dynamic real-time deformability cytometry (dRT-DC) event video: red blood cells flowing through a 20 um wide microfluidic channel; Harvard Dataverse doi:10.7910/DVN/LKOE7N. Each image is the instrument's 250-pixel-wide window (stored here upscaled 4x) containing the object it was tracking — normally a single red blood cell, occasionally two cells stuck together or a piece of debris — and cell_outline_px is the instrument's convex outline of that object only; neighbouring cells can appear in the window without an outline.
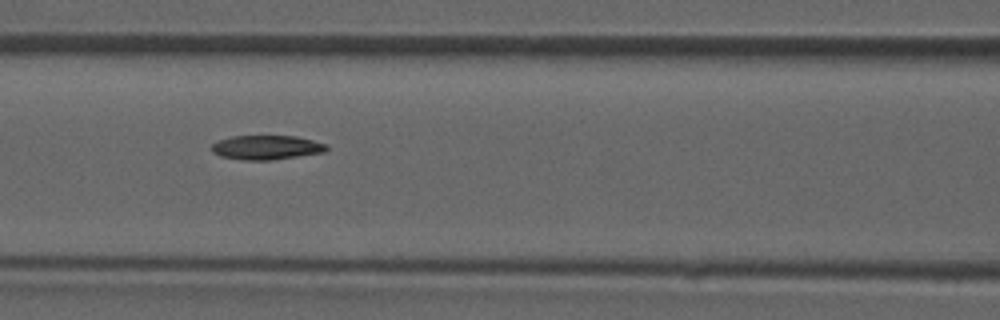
{"species": "common noctule bat (a hibernating species)", "species_latin": "Nyctalus noctula", "temperature_condition": "room temperature", "stored_images_in_passage": 48, "camera_frame_rate_fps": 3000, "um_per_image_px": 0.085, "animal": {"sex": "male", "forearm_length_mm": 52.5}, "frame": {"image": 1, "passage_image": 21, "time_ms": 6.667, "image_size_px": [1000, 320], "cell_outline_px": [[328, 148], [324, 152], [272, 160], [244, 160], [220, 156], [212, 152], [212, 144], [216, 140], [232, 136], [296, 136], [328, 144]], "centroid_in_image_um": [22.63, 12.53], "position_along_channel_um": 144.0, "area_um2": 16.3}}